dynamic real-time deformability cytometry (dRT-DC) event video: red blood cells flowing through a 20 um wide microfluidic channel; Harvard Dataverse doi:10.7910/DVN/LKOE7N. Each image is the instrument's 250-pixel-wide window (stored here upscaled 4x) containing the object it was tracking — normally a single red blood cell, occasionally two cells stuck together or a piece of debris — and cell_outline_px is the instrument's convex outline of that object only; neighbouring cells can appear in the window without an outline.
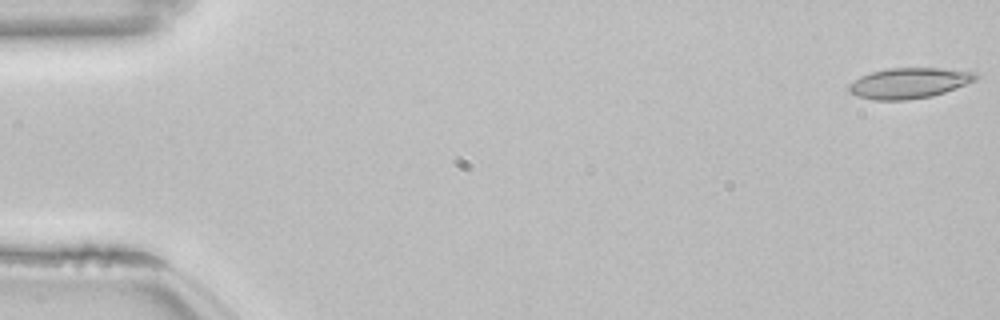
{"species": "common noctule bat (a hibernating species)", "species_latin": "Nyctalus noctula", "temperature_condition": "room temperature", "stored_images_in_passage": 48, "camera_frame_rate_fps": 3000, "um_per_image_px": 0.085, "animal": {"sex": "female", "body_mass_g": 22.7, "forearm_length_mm": 54.2}, "frame": {"image": 1, "passage_image": 1, "time_ms": 0.0, "image_size_px": [1000, 320], "cell_outline_px": [[980, 76], [976, 80], [944, 92], [932, 96], [908, 100], [872, 100], [856, 96], [848, 92], [848, 84], [860, 76], [872, 72], [888, 68], [944, 68], [976, 72]], "centroid_in_image_um": [77.25, 7.06], "position_along_channel_um": 7.7, "area_um2": 22.77}}
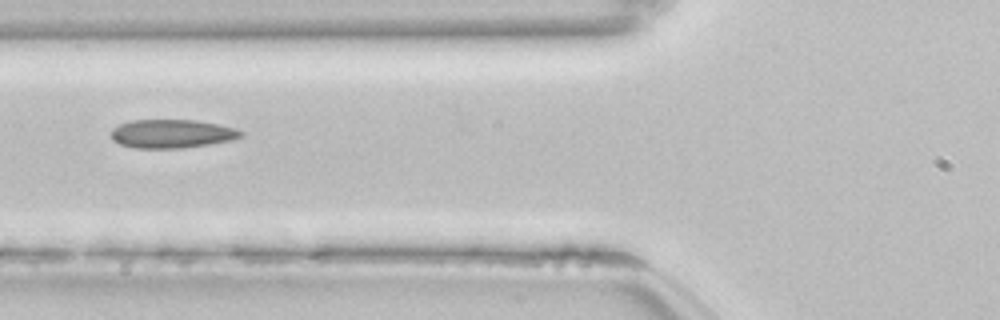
{"frame": {"image": 2, "passage_image": 21, "time_ms": 6.667, "image_size_px": [1000, 320], "cell_outline_px": [[244, 136], [232, 140], [208, 144], [180, 148], [136, 148], [120, 144], [112, 140], [112, 128], [120, 124], [132, 120], [196, 120], [236, 128], [244, 132]], "centroid_in_image_um": [14.62, 11.36], "position_along_channel_um": 111.2, "area_um2": 21.56}}
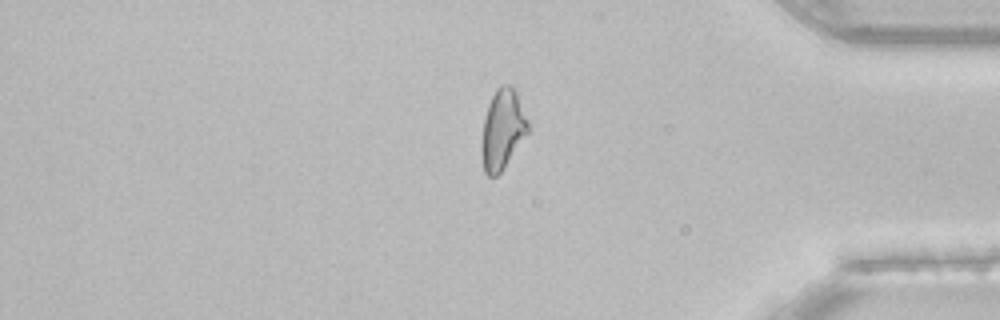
{"frame": {"image": 3, "passage_image": 45, "time_ms": 14.667, "image_size_px": [1000, 320], "cell_outline_px": [[528, 132], [500, 172], [496, 176], [488, 176], [484, 172], [480, 152], [480, 148], [484, 116], [488, 104], [496, 88], [500, 84], [508, 84], [516, 92], [528, 120]], "centroid_in_image_um": [42.67, 10.99], "position_along_channel_um": 392.5, "area_um2": 21.5}, "authors_computed_cell_mechanics": {"area_um2": 21.4727, "velocity_mm_per_s": 3.8454, "shape_relaxation_time_tau1_ms": null, "shape_relaxation_time_tau2_ms": 2.7175, "deformation_change_tau1": null, "deformation_change_tau2": 0.0848}}